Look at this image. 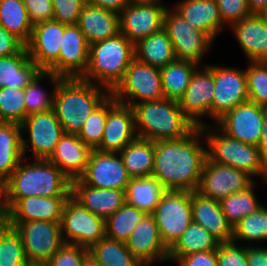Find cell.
I'll use <instances>...</instances> for the list:
<instances>
[{"instance_id": "cell-19", "label": "cell", "mask_w": 267, "mask_h": 266, "mask_svg": "<svg viewBox=\"0 0 267 266\" xmlns=\"http://www.w3.org/2000/svg\"><path fill=\"white\" fill-rule=\"evenodd\" d=\"M214 124L229 137L258 146L263 130L261 106L248 100L225 113Z\"/></svg>"}, {"instance_id": "cell-33", "label": "cell", "mask_w": 267, "mask_h": 266, "mask_svg": "<svg viewBox=\"0 0 267 266\" xmlns=\"http://www.w3.org/2000/svg\"><path fill=\"white\" fill-rule=\"evenodd\" d=\"M119 154L131 178L152 176L155 142L137 137L126 145Z\"/></svg>"}, {"instance_id": "cell-21", "label": "cell", "mask_w": 267, "mask_h": 266, "mask_svg": "<svg viewBox=\"0 0 267 266\" xmlns=\"http://www.w3.org/2000/svg\"><path fill=\"white\" fill-rule=\"evenodd\" d=\"M69 197H27L20 199L2 218L12 227L29 221L61 222Z\"/></svg>"}, {"instance_id": "cell-36", "label": "cell", "mask_w": 267, "mask_h": 266, "mask_svg": "<svg viewBox=\"0 0 267 266\" xmlns=\"http://www.w3.org/2000/svg\"><path fill=\"white\" fill-rule=\"evenodd\" d=\"M165 191L163 185L152 176L132 178L125 190L126 202L146 214H152Z\"/></svg>"}, {"instance_id": "cell-42", "label": "cell", "mask_w": 267, "mask_h": 266, "mask_svg": "<svg viewBox=\"0 0 267 266\" xmlns=\"http://www.w3.org/2000/svg\"><path fill=\"white\" fill-rule=\"evenodd\" d=\"M117 103L116 99L109 94L89 115L83 127L78 132V137L83 143L96 150L101 143L107 112Z\"/></svg>"}, {"instance_id": "cell-34", "label": "cell", "mask_w": 267, "mask_h": 266, "mask_svg": "<svg viewBox=\"0 0 267 266\" xmlns=\"http://www.w3.org/2000/svg\"><path fill=\"white\" fill-rule=\"evenodd\" d=\"M219 241L200 224L192 221L177 241L168 249V260L196 252L217 250Z\"/></svg>"}, {"instance_id": "cell-1", "label": "cell", "mask_w": 267, "mask_h": 266, "mask_svg": "<svg viewBox=\"0 0 267 266\" xmlns=\"http://www.w3.org/2000/svg\"><path fill=\"white\" fill-rule=\"evenodd\" d=\"M202 136V129L196 127L183 138L155 142L152 177L165 190L197 191L207 159V148L200 141Z\"/></svg>"}, {"instance_id": "cell-48", "label": "cell", "mask_w": 267, "mask_h": 266, "mask_svg": "<svg viewBox=\"0 0 267 266\" xmlns=\"http://www.w3.org/2000/svg\"><path fill=\"white\" fill-rule=\"evenodd\" d=\"M88 251L85 247L64 243L43 266H82L83 257Z\"/></svg>"}, {"instance_id": "cell-23", "label": "cell", "mask_w": 267, "mask_h": 266, "mask_svg": "<svg viewBox=\"0 0 267 266\" xmlns=\"http://www.w3.org/2000/svg\"><path fill=\"white\" fill-rule=\"evenodd\" d=\"M64 34V24L55 20L37 24L25 45L30 59L46 71L58 58Z\"/></svg>"}, {"instance_id": "cell-41", "label": "cell", "mask_w": 267, "mask_h": 266, "mask_svg": "<svg viewBox=\"0 0 267 266\" xmlns=\"http://www.w3.org/2000/svg\"><path fill=\"white\" fill-rule=\"evenodd\" d=\"M100 266H144L127 248L126 243L104 237L90 249Z\"/></svg>"}, {"instance_id": "cell-53", "label": "cell", "mask_w": 267, "mask_h": 266, "mask_svg": "<svg viewBox=\"0 0 267 266\" xmlns=\"http://www.w3.org/2000/svg\"><path fill=\"white\" fill-rule=\"evenodd\" d=\"M25 45L0 25V57L18 53Z\"/></svg>"}, {"instance_id": "cell-27", "label": "cell", "mask_w": 267, "mask_h": 266, "mask_svg": "<svg viewBox=\"0 0 267 266\" xmlns=\"http://www.w3.org/2000/svg\"><path fill=\"white\" fill-rule=\"evenodd\" d=\"M193 222L200 224L220 243L232 242L233 227L228 223L217 200L191 192Z\"/></svg>"}, {"instance_id": "cell-43", "label": "cell", "mask_w": 267, "mask_h": 266, "mask_svg": "<svg viewBox=\"0 0 267 266\" xmlns=\"http://www.w3.org/2000/svg\"><path fill=\"white\" fill-rule=\"evenodd\" d=\"M267 241V207L244 217L233 227V242Z\"/></svg>"}, {"instance_id": "cell-18", "label": "cell", "mask_w": 267, "mask_h": 266, "mask_svg": "<svg viewBox=\"0 0 267 266\" xmlns=\"http://www.w3.org/2000/svg\"><path fill=\"white\" fill-rule=\"evenodd\" d=\"M167 7L163 3H130L119 13L120 32L135 45L163 28Z\"/></svg>"}, {"instance_id": "cell-58", "label": "cell", "mask_w": 267, "mask_h": 266, "mask_svg": "<svg viewBox=\"0 0 267 266\" xmlns=\"http://www.w3.org/2000/svg\"><path fill=\"white\" fill-rule=\"evenodd\" d=\"M82 266H100L96 257L89 250L83 257Z\"/></svg>"}, {"instance_id": "cell-15", "label": "cell", "mask_w": 267, "mask_h": 266, "mask_svg": "<svg viewBox=\"0 0 267 266\" xmlns=\"http://www.w3.org/2000/svg\"><path fill=\"white\" fill-rule=\"evenodd\" d=\"M254 182L250 175L239 169L206 159L197 192L220 201L232 193L245 190Z\"/></svg>"}, {"instance_id": "cell-35", "label": "cell", "mask_w": 267, "mask_h": 266, "mask_svg": "<svg viewBox=\"0 0 267 266\" xmlns=\"http://www.w3.org/2000/svg\"><path fill=\"white\" fill-rule=\"evenodd\" d=\"M198 67L195 62L175 59L160 68L164 98L179 101L184 96L191 76Z\"/></svg>"}, {"instance_id": "cell-51", "label": "cell", "mask_w": 267, "mask_h": 266, "mask_svg": "<svg viewBox=\"0 0 267 266\" xmlns=\"http://www.w3.org/2000/svg\"><path fill=\"white\" fill-rule=\"evenodd\" d=\"M29 16L31 25L53 20V4L51 0H22Z\"/></svg>"}, {"instance_id": "cell-13", "label": "cell", "mask_w": 267, "mask_h": 266, "mask_svg": "<svg viewBox=\"0 0 267 266\" xmlns=\"http://www.w3.org/2000/svg\"><path fill=\"white\" fill-rule=\"evenodd\" d=\"M191 76L190 83L184 96L179 100L180 108L185 116L197 128L205 126L202 117L208 116L212 120V103L214 98L213 65L203 64Z\"/></svg>"}, {"instance_id": "cell-30", "label": "cell", "mask_w": 267, "mask_h": 266, "mask_svg": "<svg viewBox=\"0 0 267 266\" xmlns=\"http://www.w3.org/2000/svg\"><path fill=\"white\" fill-rule=\"evenodd\" d=\"M42 70L30 59L26 46L18 53L0 57V88H25Z\"/></svg>"}, {"instance_id": "cell-26", "label": "cell", "mask_w": 267, "mask_h": 266, "mask_svg": "<svg viewBox=\"0 0 267 266\" xmlns=\"http://www.w3.org/2000/svg\"><path fill=\"white\" fill-rule=\"evenodd\" d=\"M92 151L77 134L64 133L48 160L73 180L84 173Z\"/></svg>"}, {"instance_id": "cell-60", "label": "cell", "mask_w": 267, "mask_h": 266, "mask_svg": "<svg viewBox=\"0 0 267 266\" xmlns=\"http://www.w3.org/2000/svg\"><path fill=\"white\" fill-rule=\"evenodd\" d=\"M14 266H35L33 263H31L27 258L18 264H14Z\"/></svg>"}, {"instance_id": "cell-49", "label": "cell", "mask_w": 267, "mask_h": 266, "mask_svg": "<svg viewBox=\"0 0 267 266\" xmlns=\"http://www.w3.org/2000/svg\"><path fill=\"white\" fill-rule=\"evenodd\" d=\"M216 257L218 266H248L245 244L237 246L233 241L219 243Z\"/></svg>"}, {"instance_id": "cell-45", "label": "cell", "mask_w": 267, "mask_h": 266, "mask_svg": "<svg viewBox=\"0 0 267 266\" xmlns=\"http://www.w3.org/2000/svg\"><path fill=\"white\" fill-rule=\"evenodd\" d=\"M25 88H0V120L21 124L26 118Z\"/></svg>"}, {"instance_id": "cell-7", "label": "cell", "mask_w": 267, "mask_h": 266, "mask_svg": "<svg viewBox=\"0 0 267 266\" xmlns=\"http://www.w3.org/2000/svg\"><path fill=\"white\" fill-rule=\"evenodd\" d=\"M110 94L117 102L131 107L140 102L164 98L160 68L134 58L127 68L124 78Z\"/></svg>"}, {"instance_id": "cell-17", "label": "cell", "mask_w": 267, "mask_h": 266, "mask_svg": "<svg viewBox=\"0 0 267 266\" xmlns=\"http://www.w3.org/2000/svg\"><path fill=\"white\" fill-rule=\"evenodd\" d=\"M89 44L77 24L64 25L59 58L46 70L61 78H81L88 66Z\"/></svg>"}, {"instance_id": "cell-20", "label": "cell", "mask_w": 267, "mask_h": 266, "mask_svg": "<svg viewBox=\"0 0 267 266\" xmlns=\"http://www.w3.org/2000/svg\"><path fill=\"white\" fill-rule=\"evenodd\" d=\"M126 245L144 266L168 261V248L164 245L159 228L151 214H147L138 223Z\"/></svg>"}, {"instance_id": "cell-9", "label": "cell", "mask_w": 267, "mask_h": 266, "mask_svg": "<svg viewBox=\"0 0 267 266\" xmlns=\"http://www.w3.org/2000/svg\"><path fill=\"white\" fill-rule=\"evenodd\" d=\"M60 224L64 243L90 249L106 237L105 219L92 214L72 196L66 201Z\"/></svg>"}, {"instance_id": "cell-16", "label": "cell", "mask_w": 267, "mask_h": 266, "mask_svg": "<svg viewBox=\"0 0 267 266\" xmlns=\"http://www.w3.org/2000/svg\"><path fill=\"white\" fill-rule=\"evenodd\" d=\"M79 179L93 188L126 190L132 178L119 153L93 150Z\"/></svg>"}, {"instance_id": "cell-32", "label": "cell", "mask_w": 267, "mask_h": 266, "mask_svg": "<svg viewBox=\"0 0 267 266\" xmlns=\"http://www.w3.org/2000/svg\"><path fill=\"white\" fill-rule=\"evenodd\" d=\"M134 53L138 61L158 68L176 59L172 41L164 28L136 43Z\"/></svg>"}, {"instance_id": "cell-4", "label": "cell", "mask_w": 267, "mask_h": 266, "mask_svg": "<svg viewBox=\"0 0 267 266\" xmlns=\"http://www.w3.org/2000/svg\"><path fill=\"white\" fill-rule=\"evenodd\" d=\"M132 108L138 138L153 142L180 139L196 128L185 116L179 101L162 98L140 102Z\"/></svg>"}, {"instance_id": "cell-3", "label": "cell", "mask_w": 267, "mask_h": 266, "mask_svg": "<svg viewBox=\"0 0 267 266\" xmlns=\"http://www.w3.org/2000/svg\"><path fill=\"white\" fill-rule=\"evenodd\" d=\"M109 94L105 87L81 78H62L56 86L53 110L64 133L78 134L91 112Z\"/></svg>"}, {"instance_id": "cell-59", "label": "cell", "mask_w": 267, "mask_h": 266, "mask_svg": "<svg viewBox=\"0 0 267 266\" xmlns=\"http://www.w3.org/2000/svg\"><path fill=\"white\" fill-rule=\"evenodd\" d=\"M163 0H130L131 4L162 3Z\"/></svg>"}, {"instance_id": "cell-37", "label": "cell", "mask_w": 267, "mask_h": 266, "mask_svg": "<svg viewBox=\"0 0 267 266\" xmlns=\"http://www.w3.org/2000/svg\"><path fill=\"white\" fill-rule=\"evenodd\" d=\"M0 25L24 45L30 40L33 26L22 0H0Z\"/></svg>"}, {"instance_id": "cell-25", "label": "cell", "mask_w": 267, "mask_h": 266, "mask_svg": "<svg viewBox=\"0 0 267 266\" xmlns=\"http://www.w3.org/2000/svg\"><path fill=\"white\" fill-rule=\"evenodd\" d=\"M71 196L105 220L126 203L125 190L93 188L79 178L71 181Z\"/></svg>"}, {"instance_id": "cell-2", "label": "cell", "mask_w": 267, "mask_h": 266, "mask_svg": "<svg viewBox=\"0 0 267 266\" xmlns=\"http://www.w3.org/2000/svg\"><path fill=\"white\" fill-rule=\"evenodd\" d=\"M71 181L49 160L24 157L0 187L1 218L22 198L70 197Z\"/></svg>"}, {"instance_id": "cell-39", "label": "cell", "mask_w": 267, "mask_h": 266, "mask_svg": "<svg viewBox=\"0 0 267 266\" xmlns=\"http://www.w3.org/2000/svg\"><path fill=\"white\" fill-rule=\"evenodd\" d=\"M62 78L49 71H42L36 78L25 87L26 117L31 114L47 112L53 109L56 86ZM50 80L53 89L50 93L42 89L40 82Z\"/></svg>"}, {"instance_id": "cell-47", "label": "cell", "mask_w": 267, "mask_h": 266, "mask_svg": "<svg viewBox=\"0 0 267 266\" xmlns=\"http://www.w3.org/2000/svg\"><path fill=\"white\" fill-rule=\"evenodd\" d=\"M53 20L64 25L77 24L86 0H51Z\"/></svg>"}, {"instance_id": "cell-6", "label": "cell", "mask_w": 267, "mask_h": 266, "mask_svg": "<svg viewBox=\"0 0 267 266\" xmlns=\"http://www.w3.org/2000/svg\"><path fill=\"white\" fill-rule=\"evenodd\" d=\"M207 148V159L239 169L252 178L259 176L267 182V166L261 159L258 146L245 144L222 132L215 124L201 127ZM211 129V131H210Z\"/></svg>"}, {"instance_id": "cell-50", "label": "cell", "mask_w": 267, "mask_h": 266, "mask_svg": "<svg viewBox=\"0 0 267 266\" xmlns=\"http://www.w3.org/2000/svg\"><path fill=\"white\" fill-rule=\"evenodd\" d=\"M222 22L228 27L250 15L248 0H216Z\"/></svg>"}, {"instance_id": "cell-24", "label": "cell", "mask_w": 267, "mask_h": 266, "mask_svg": "<svg viewBox=\"0 0 267 266\" xmlns=\"http://www.w3.org/2000/svg\"><path fill=\"white\" fill-rule=\"evenodd\" d=\"M249 62H267V17L250 14L230 25Z\"/></svg>"}, {"instance_id": "cell-10", "label": "cell", "mask_w": 267, "mask_h": 266, "mask_svg": "<svg viewBox=\"0 0 267 266\" xmlns=\"http://www.w3.org/2000/svg\"><path fill=\"white\" fill-rule=\"evenodd\" d=\"M163 28L172 41L176 59L201 64L205 53L213 44V39L205 32L195 28L170 7L164 13Z\"/></svg>"}, {"instance_id": "cell-28", "label": "cell", "mask_w": 267, "mask_h": 266, "mask_svg": "<svg viewBox=\"0 0 267 266\" xmlns=\"http://www.w3.org/2000/svg\"><path fill=\"white\" fill-rule=\"evenodd\" d=\"M173 9L195 28L207 33L213 40L223 31L216 0H180Z\"/></svg>"}, {"instance_id": "cell-8", "label": "cell", "mask_w": 267, "mask_h": 266, "mask_svg": "<svg viewBox=\"0 0 267 266\" xmlns=\"http://www.w3.org/2000/svg\"><path fill=\"white\" fill-rule=\"evenodd\" d=\"M151 215L169 249L193 221L191 191L166 190Z\"/></svg>"}, {"instance_id": "cell-38", "label": "cell", "mask_w": 267, "mask_h": 266, "mask_svg": "<svg viewBox=\"0 0 267 266\" xmlns=\"http://www.w3.org/2000/svg\"><path fill=\"white\" fill-rule=\"evenodd\" d=\"M147 214L127 202L105 220L106 237L126 243L131 233Z\"/></svg>"}, {"instance_id": "cell-55", "label": "cell", "mask_w": 267, "mask_h": 266, "mask_svg": "<svg viewBox=\"0 0 267 266\" xmlns=\"http://www.w3.org/2000/svg\"><path fill=\"white\" fill-rule=\"evenodd\" d=\"M86 3L119 14L127 5L130 4V0H86Z\"/></svg>"}, {"instance_id": "cell-56", "label": "cell", "mask_w": 267, "mask_h": 266, "mask_svg": "<svg viewBox=\"0 0 267 266\" xmlns=\"http://www.w3.org/2000/svg\"><path fill=\"white\" fill-rule=\"evenodd\" d=\"M261 111L263 117V130L258 144V149L261 155V159L267 166V105H262Z\"/></svg>"}, {"instance_id": "cell-22", "label": "cell", "mask_w": 267, "mask_h": 266, "mask_svg": "<svg viewBox=\"0 0 267 266\" xmlns=\"http://www.w3.org/2000/svg\"><path fill=\"white\" fill-rule=\"evenodd\" d=\"M137 138L135 114L131 106L117 102L108 112L105 122L100 152L119 153Z\"/></svg>"}, {"instance_id": "cell-57", "label": "cell", "mask_w": 267, "mask_h": 266, "mask_svg": "<svg viewBox=\"0 0 267 266\" xmlns=\"http://www.w3.org/2000/svg\"><path fill=\"white\" fill-rule=\"evenodd\" d=\"M250 14L264 15L267 11V0H248Z\"/></svg>"}, {"instance_id": "cell-44", "label": "cell", "mask_w": 267, "mask_h": 266, "mask_svg": "<svg viewBox=\"0 0 267 266\" xmlns=\"http://www.w3.org/2000/svg\"><path fill=\"white\" fill-rule=\"evenodd\" d=\"M26 259L22 237L3 218L0 219V266H14Z\"/></svg>"}, {"instance_id": "cell-46", "label": "cell", "mask_w": 267, "mask_h": 266, "mask_svg": "<svg viewBox=\"0 0 267 266\" xmlns=\"http://www.w3.org/2000/svg\"><path fill=\"white\" fill-rule=\"evenodd\" d=\"M245 69L249 101L267 105V62H250Z\"/></svg>"}, {"instance_id": "cell-31", "label": "cell", "mask_w": 267, "mask_h": 266, "mask_svg": "<svg viewBox=\"0 0 267 266\" xmlns=\"http://www.w3.org/2000/svg\"><path fill=\"white\" fill-rule=\"evenodd\" d=\"M21 124L0 123V187L24 158Z\"/></svg>"}, {"instance_id": "cell-54", "label": "cell", "mask_w": 267, "mask_h": 266, "mask_svg": "<svg viewBox=\"0 0 267 266\" xmlns=\"http://www.w3.org/2000/svg\"><path fill=\"white\" fill-rule=\"evenodd\" d=\"M248 266H267V247L246 246Z\"/></svg>"}, {"instance_id": "cell-12", "label": "cell", "mask_w": 267, "mask_h": 266, "mask_svg": "<svg viewBox=\"0 0 267 266\" xmlns=\"http://www.w3.org/2000/svg\"><path fill=\"white\" fill-rule=\"evenodd\" d=\"M26 258L35 266H43L64 244L60 222L29 221L19 223Z\"/></svg>"}, {"instance_id": "cell-5", "label": "cell", "mask_w": 267, "mask_h": 266, "mask_svg": "<svg viewBox=\"0 0 267 266\" xmlns=\"http://www.w3.org/2000/svg\"><path fill=\"white\" fill-rule=\"evenodd\" d=\"M135 58L134 45L121 32L89 45L88 66L81 79L100 85L110 92L124 78Z\"/></svg>"}, {"instance_id": "cell-11", "label": "cell", "mask_w": 267, "mask_h": 266, "mask_svg": "<svg viewBox=\"0 0 267 266\" xmlns=\"http://www.w3.org/2000/svg\"><path fill=\"white\" fill-rule=\"evenodd\" d=\"M22 133H29V138L22 134V149L24 156L31 147L32 159L48 160L53 154L56 144L64 134L62 125L52 109L28 115L21 123ZM30 144V145H29Z\"/></svg>"}, {"instance_id": "cell-29", "label": "cell", "mask_w": 267, "mask_h": 266, "mask_svg": "<svg viewBox=\"0 0 267 266\" xmlns=\"http://www.w3.org/2000/svg\"><path fill=\"white\" fill-rule=\"evenodd\" d=\"M77 25L89 45L120 33L118 13L88 3L81 10Z\"/></svg>"}, {"instance_id": "cell-52", "label": "cell", "mask_w": 267, "mask_h": 266, "mask_svg": "<svg viewBox=\"0 0 267 266\" xmlns=\"http://www.w3.org/2000/svg\"><path fill=\"white\" fill-rule=\"evenodd\" d=\"M178 266H218L216 250L196 252L180 257Z\"/></svg>"}, {"instance_id": "cell-14", "label": "cell", "mask_w": 267, "mask_h": 266, "mask_svg": "<svg viewBox=\"0 0 267 266\" xmlns=\"http://www.w3.org/2000/svg\"><path fill=\"white\" fill-rule=\"evenodd\" d=\"M214 98L212 119L216 123L225 113L248 101L245 69L213 65Z\"/></svg>"}, {"instance_id": "cell-40", "label": "cell", "mask_w": 267, "mask_h": 266, "mask_svg": "<svg viewBox=\"0 0 267 266\" xmlns=\"http://www.w3.org/2000/svg\"><path fill=\"white\" fill-rule=\"evenodd\" d=\"M255 184L254 182L245 190L232 193L219 201L221 210L232 227L263 206L254 192Z\"/></svg>"}]
</instances>
